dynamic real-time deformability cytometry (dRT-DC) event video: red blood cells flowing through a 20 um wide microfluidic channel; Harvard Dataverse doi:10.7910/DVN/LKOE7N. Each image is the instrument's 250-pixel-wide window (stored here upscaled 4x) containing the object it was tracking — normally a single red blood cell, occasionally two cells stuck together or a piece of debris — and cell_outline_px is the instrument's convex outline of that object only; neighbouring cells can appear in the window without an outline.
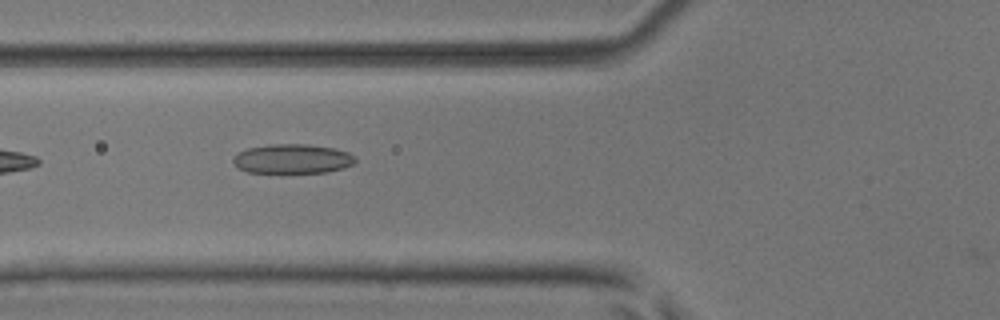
{"species": "common noctule bat (a hibernating species)", "species_latin": "Nyctalus noctula", "temperature_condition": "room temperature", "stored_images_in_passage": 9, "camera_frame_rate_fps": 3000, "um_per_image_px": 0.085, "animal": {"sex": "male", "body_mass_g": 17.9, "forearm_length_mm": 54.2}, "frame": {"image": 1, "passage_image": 6, "time_ms": 1.667, "image_size_px": [1000, 320], "cell_outline_px": [[356, 160], [352, 164], [344, 168], [328, 172], [248, 172], [240, 168], [232, 160], [232, 156], [236, 152], [248, 148], [268, 144], [308, 144], [336, 148], [348, 152]], "centroid_in_image_um": [24.84, 13.48], "position_along_channel_um": 101.0, "area_um2": 20.92}}
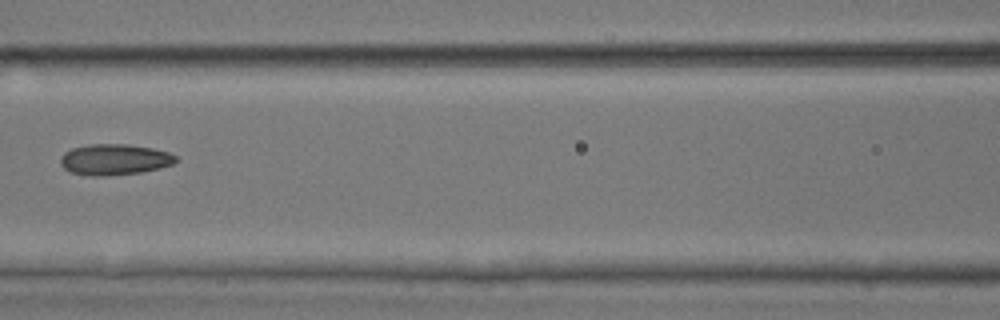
{"frame": {"image": 2, "passage_image": 7, "time_ms": 2.0, "image_size_px": [1000, 320], "cell_outline_px": [[180, 160], [172, 164], [160, 168], [140, 172], [104, 176], [92, 176], [68, 172], [60, 164], [60, 156], [64, 152], [72, 148], [88, 144], [128, 144], [152, 148], [168, 152], [176, 156]], "centroid_in_image_um": [9.71, 13.56], "position_along_channel_um": 156.9, "area_um2": 20.98}}
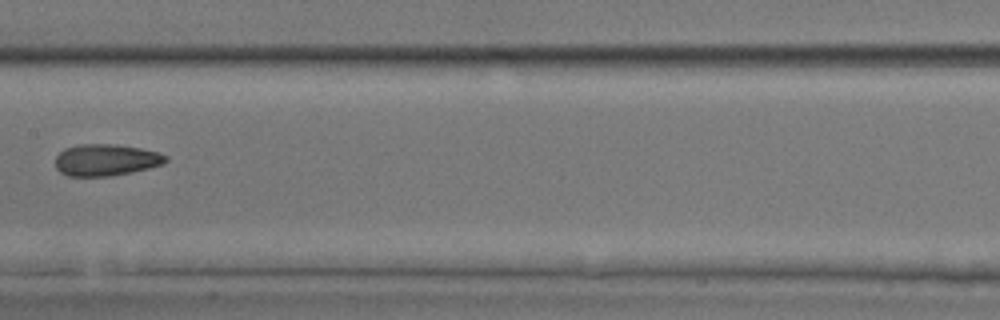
{"frame": {"image": 3, "passage_image": 8, "time_ms": 2.333, "image_size_px": [1000, 320], "cell_outline_px": [[168, 160], [164, 164], [132, 172], [112, 176], [68, 176], [60, 172], [56, 168], [56, 156], [64, 148], [80, 144], [116, 144], [140, 148], [156, 152], [168, 156]], "centroid_in_image_um": [9.0, 13.6], "position_along_channel_um": 198.4, "area_um2": 20.46}}